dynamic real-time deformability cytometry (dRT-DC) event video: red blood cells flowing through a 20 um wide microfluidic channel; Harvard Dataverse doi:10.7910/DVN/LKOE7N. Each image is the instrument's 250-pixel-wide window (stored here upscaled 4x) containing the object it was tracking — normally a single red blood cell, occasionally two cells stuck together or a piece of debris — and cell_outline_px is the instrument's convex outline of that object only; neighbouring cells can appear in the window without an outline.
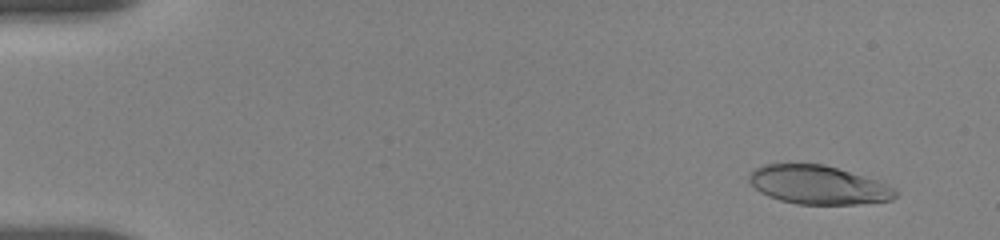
{"species": "human", "species_latin": "Homo sapiens", "temperature_condition": "room temperature", "stored_images_in_passage": 15, "camera_frame_rate_fps": 3000, "um_per_image_px": 0.085, "donor": {"sex": "female"}, "frame": {"image": 1, "passage_image": 2, "time_ms": 0.333, "image_size_px": [1000, 240], "cell_outline_px": [[900, 192], [892, 200], [856, 204], [796, 204], [780, 200], [768, 196], [760, 192], [748, 180], [748, 176], [756, 168], [764, 164], [824, 164], [876, 180], [896, 188]], "centroid_in_image_um": [69.57, 15.72], "position_along_channel_um": 15.4, "area_um2": 32.83}}
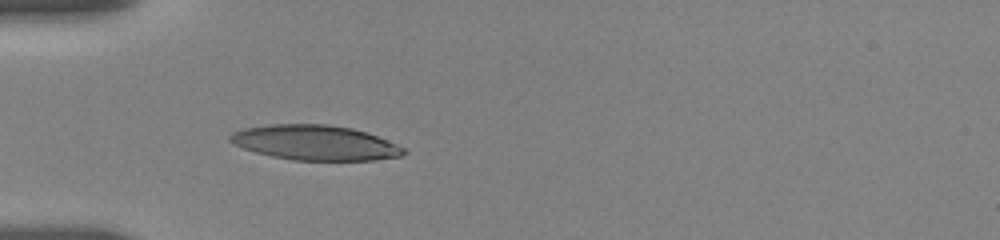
{"frame": {"image": 2, "passage_image": 12, "time_ms": 4.667, "image_size_px": [1000, 240], "cell_outline_px": [[408, 152], [404, 156], [372, 160], [292, 160], [272, 156], [256, 152], [232, 144], [228, 140], [228, 136], [232, 132], [244, 128], [268, 124], [328, 124], [352, 128], [376, 136], [396, 144], [404, 148]], "centroid_in_image_um": [26.76, 12.12], "position_along_channel_um": 58.2, "area_um2": 35.37}}
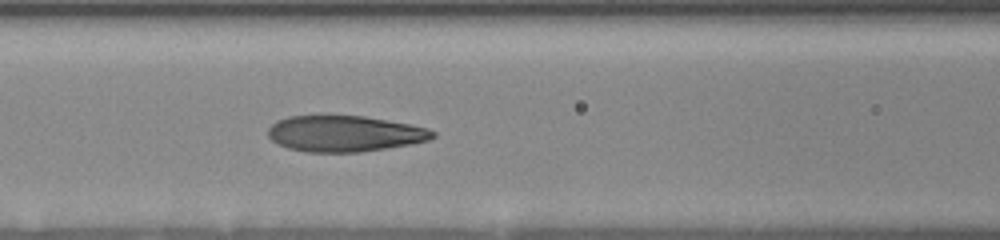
{"frame": {"image": 3, "passage_image": 15, "time_ms": 7.0, "image_size_px": [1000, 240], "cell_outline_px": [[436, 136], [428, 140], [412, 144], [360, 152], [304, 152], [288, 148], [276, 144], [268, 136], [268, 128], [276, 120], [288, 116], [320, 112], [324, 112], [364, 116], [408, 124], [428, 128], [436, 132]], "centroid_in_image_um": [29.21, 11.31], "position_along_channel_um": 137.4, "area_um2": 35.78}}